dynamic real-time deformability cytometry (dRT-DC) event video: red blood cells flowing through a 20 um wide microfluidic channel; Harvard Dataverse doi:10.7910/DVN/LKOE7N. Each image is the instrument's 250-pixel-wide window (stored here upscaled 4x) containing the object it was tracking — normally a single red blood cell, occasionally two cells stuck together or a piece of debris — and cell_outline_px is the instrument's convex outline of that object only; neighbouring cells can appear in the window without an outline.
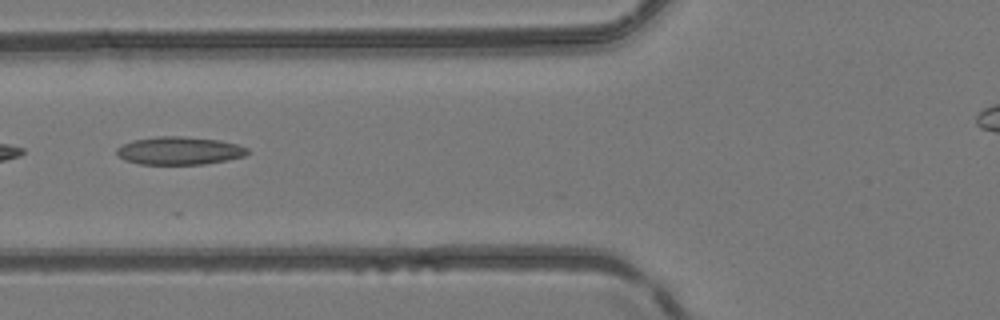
{"species": "common noctule bat (a hibernating species)", "species_latin": "Nyctalus noctula", "temperature_condition": "room temperature", "stored_images_in_passage": 9, "camera_frame_rate_fps": 3000, "um_per_image_px": 0.085, "animal": {"sex": "female", "body_mass_g": 24.6, "forearm_length_mm": 56.2}, "frame": {"image": 1, "passage_image": 6, "time_ms": 5.667, "image_size_px": [1000, 320], "cell_outline_px": [[248, 152], [244, 156], [228, 160], [204, 164], [140, 164], [124, 160], [116, 152], [116, 148], [120, 144], [132, 140], [156, 136], [184, 136], [220, 140], [236, 144], [248, 148]], "centroid_in_image_um": [15.21, 12.8], "position_along_channel_um": 110.6, "area_um2": 21.44}}
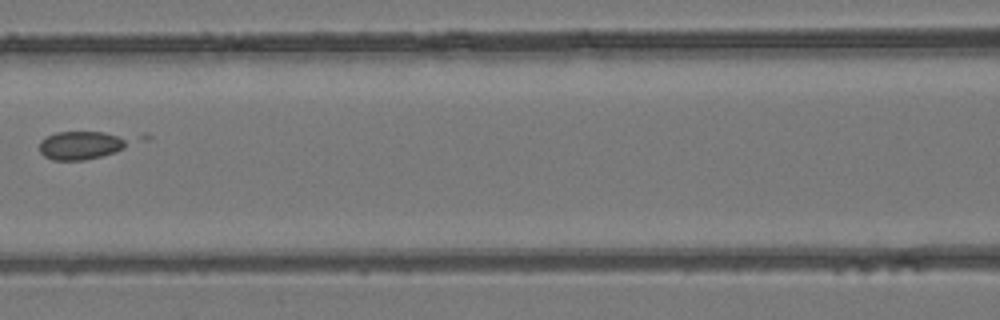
{"frame": {"image": 2, "passage_image": 8, "time_ms": 9.333, "image_size_px": [1000, 320], "cell_outline_px": [[124, 148], [100, 156], [84, 160], [52, 160], [44, 156], [40, 152], [40, 140], [56, 132], [104, 132], [116, 136], [124, 140]], "centroid_in_image_um": [6.74, 12.36], "position_along_channel_um": 159.9, "area_um2": 14.1}}